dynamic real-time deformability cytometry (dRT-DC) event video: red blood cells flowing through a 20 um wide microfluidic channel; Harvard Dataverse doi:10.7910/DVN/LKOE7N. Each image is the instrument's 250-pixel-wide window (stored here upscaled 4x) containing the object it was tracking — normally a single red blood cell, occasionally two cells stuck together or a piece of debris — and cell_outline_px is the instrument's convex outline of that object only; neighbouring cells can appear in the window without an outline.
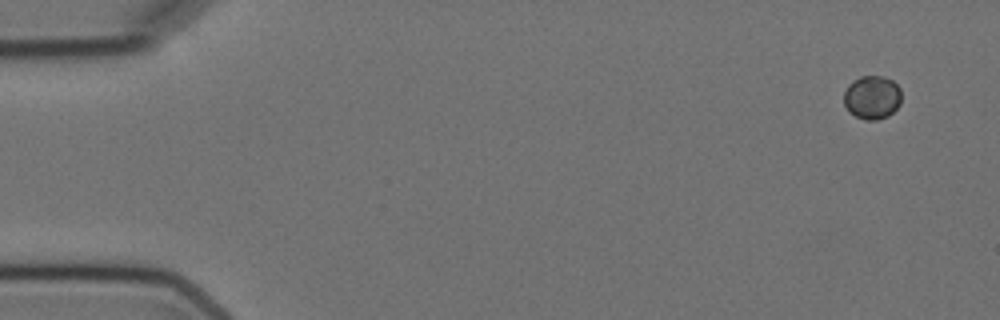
{"species": "Egyptian fruit bat (a non-hibernating species)", "species_latin": "Rousettus aegyptiacus", "temperature_condition": "cold", "stored_images_in_passage": 4, "camera_frame_rate_fps": 3000, "um_per_image_px": 0.085, "animal": {"sex": "female"}, "frame": {"image": 1, "passage_image": 1, "time_ms": 0.0, "image_size_px": [1000, 320], "cell_outline_px": [[900, 104], [888, 116], [876, 120], [864, 120], [848, 112], [844, 104], [844, 92], [848, 84], [852, 80], [860, 76], [880, 76], [892, 80], [900, 88]], "centroid_in_image_um": [74.1, 8.28], "position_along_channel_um": 10.9, "area_um2": 14.68}}
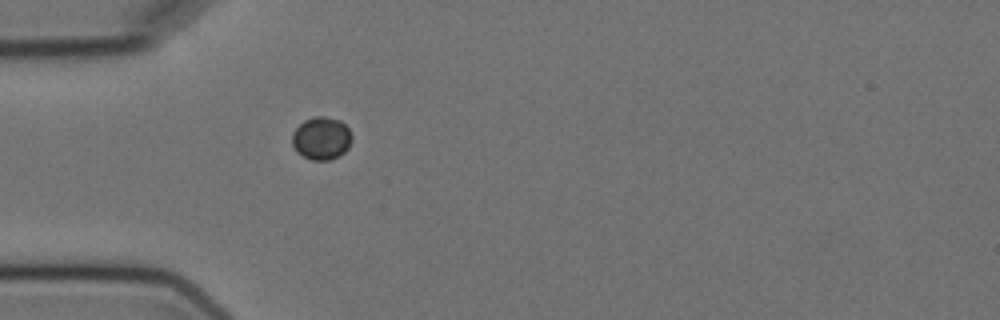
{"frame": {"image": 2, "passage_image": 4, "time_ms": 4.667, "image_size_px": [1000, 320], "cell_outline_px": [[352, 140], [348, 148], [340, 156], [328, 160], [312, 160], [296, 152], [292, 144], [292, 132], [304, 120], [312, 116], [324, 116], [340, 120], [348, 128], [352, 136]], "centroid_in_image_um": [27.32, 11.75], "position_along_channel_um": 57.7, "area_um2": 15.03}}